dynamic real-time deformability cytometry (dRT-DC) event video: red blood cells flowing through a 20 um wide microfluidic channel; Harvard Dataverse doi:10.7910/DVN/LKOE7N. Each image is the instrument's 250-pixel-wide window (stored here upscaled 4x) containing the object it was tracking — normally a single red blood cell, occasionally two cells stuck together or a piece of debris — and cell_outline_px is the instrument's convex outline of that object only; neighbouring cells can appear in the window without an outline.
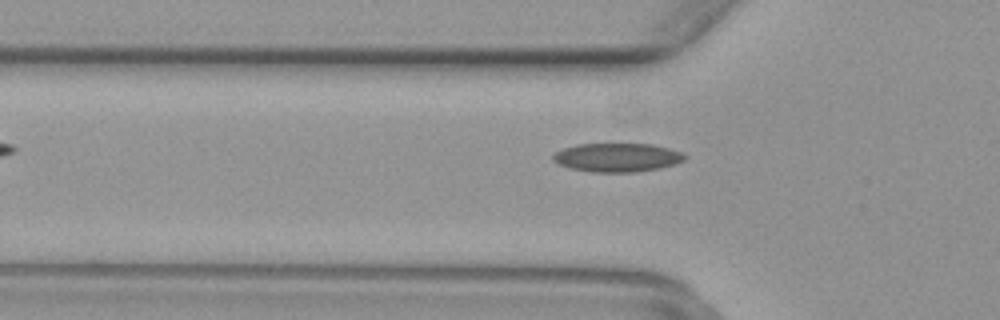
{"species": "common noctule bat (a hibernating species)", "species_latin": "Nyctalus noctula", "temperature_condition": "warm", "stored_images_in_passage": 27, "camera_frame_rate_fps": 3000, "um_per_image_px": 0.085, "animal": {"sex": "female", "body_mass_g": 29.2, "forearm_length_mm": 56.3}, "frame": {"image": 1, "passage_image": 3, "time_ms": 0.667, "image_size_px": [1000, 320], "cell_outline_px": [[688, 156], [684, 160], [676, 164], [660, 168], [636, 172], [592, 172], [568, 168], [552, 160], [552, 156], [556, 152], [564, 148], [576, 144], [652, 144], [684, 152]], "centroid_in_image_um": [52.49, 13.39], "position_along_channel_um": 73.3, "area_um2": 22.2}}
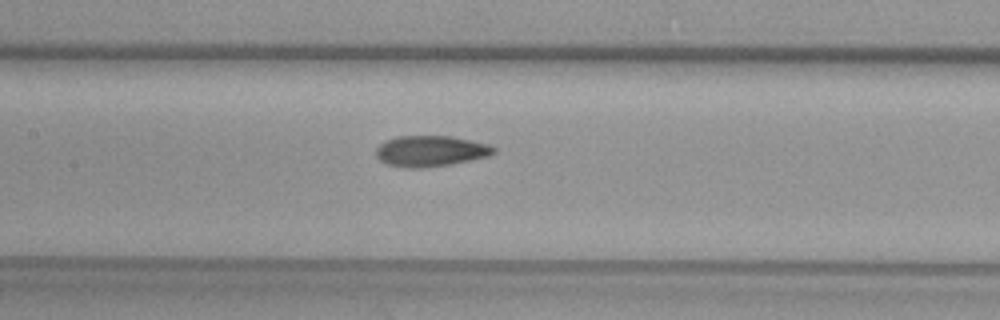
{"frame": {"image": 2, "passage_image": 10, "time_ms": 3.0, "image_size_px": [1000, 320], "cell_outline_px": [[496, 152], [488, 156], [448, 164], [424, 168], [404, 168], [384, 164], [376, 156], [376, 148], [384, 140], [396, 136], [452, 136], [488, 144], [496, 148]], "centroid_in_image_um": [36.55, 12.84], "position_along_channel_um": 170.9, "area_um2": 21.27}}
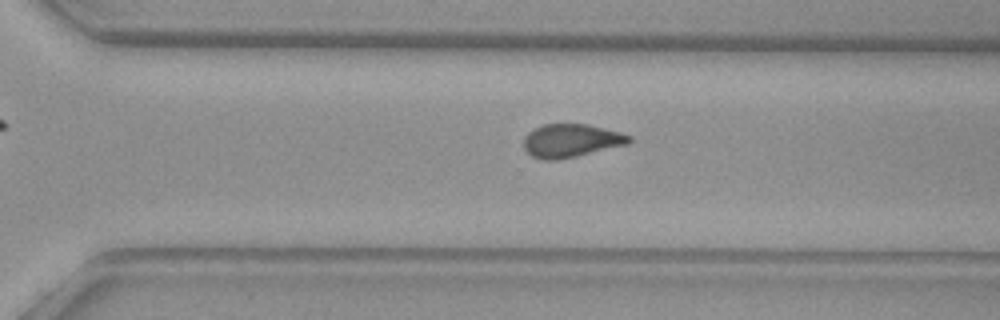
{"frame": {"image": 3, "passage_image": 21, "time_ms": 6.667, "image_size_px": [1000, 320], "cell_outline_px": [[632, 140], [628, 144], [576, 156], [556, 160], [544, 160], [532, 156], [524, 148], [524, 136], [528, 132], [544, 124], [588, 124], [620, 132], [632, 136]], "centroid_in_image_um": [48.55, 11.95], "position_along_channel_um": 322.0, "area_um2": 20.35}}